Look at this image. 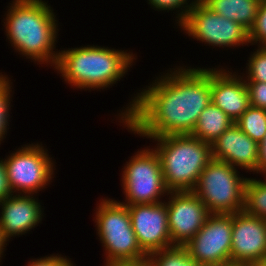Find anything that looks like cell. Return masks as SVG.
<instances>
[{
  "mask_svg": "<svg viewBox=\"0 0 266 266\" xmlns=\"http://www.w3.org/2000/svg\"><path fill=\"white\" fill-rule=\"evenodd\" d=\"M174 67L138 90L115 115L128 132L143 139L192 133L211 103V68Z\"/></svg>",
  "mask_w": 266,
  "mask_h": 266,
  "instance_id": "1",
  "label": "cell"
},
{
  "mask_svg": "<svg viewBox=\"0 0 266 266\" xmlns=\"http://www.w3.org/2000/svg\"><path fill=\"white\" fill-rule=\"evenodd\" d=\"M8 5L2 25L14 52L34 64L55 67L60 51L56 49L60 25L48 1L12 0Z\"/></svg>",
  "mask_w": 266,
  "mask_h": 266,
  "instance_id": "2",
  "label": "cell"
},
{
  "mask_svg": "<svg viewBox=\"0 0 266 266\" xmlns=\"http://www.w3.org/2000/svg\"><path fill=\"white\" fill-rule=\"evenodd\" d=\"M136 60L137 55L132 50L93 44L61 49L53 69L73 89L101 91L124 78Z\"/></svg>",
  "mask_w": 266,
  "mask_h": 266,
  "instance_id": "3",
  "label": "cell"
},
{
  "mask_svg": "<svg viewBox=\"0 0 266 266\" xmlns=\"http://www.w3.org/2000/svg\"><path fill=\"white\" fill-rule=\"evenodd\" d=\"M169 192L193 191L199 176L212 160L211 144L190 134L152 137Z\"/></svg>",
  "mask_w": 266,
  "mask_h": 266,
  "instance_id": "4",
  "label": "cell"
},
{
  "mask_svg": "<svg viewBox=\"0 0 266 266\" xmlns=\"http://www.w3.org/2000/svg\"><path fill=\"white\" fill-rule=\"evenodd\" d=\"M99 201L94 210L93 221L105 252L104 265L110 262L148 259L131 226L127 205L108 197H102Z\"/></svg>",
  "mask_w": 266,
  "mask_h": 266,
  "instance_id": "5",
  "label": "cell"
},
{
  "mask_svg": "<svg viewBox=\"0 0 266 266\" xmlns=\"http://www.w3.org/2000/svg\"><path fill=\"white\" fill-rule=\"evenodd\" d=\"M232 165L212 159L199 176L193 192L210 214H234L244 210L248 177Z\"/></svg>",
  "mask_w": 266,
  "mask_h": 266,
  "instance_id": "6",
  "label": "cell"
},
{
  "mask_svg": "<svg viewBox=\"0 0 266 266\" xmlns=\"http://www.w3.org/2000/svg\"><path fill=\"white\" fill-rule=\"evenodd\" d=\"M121 187L125 205L156 204L165 201L166 188L159 155L150 146L138 149L122 168ZM164 197V198H163ZM164 199V200H163Z\"/></svg>",
  "mask_w": 266,
  "mask_h": 266,
  "instance_id": "7",
  "label": "cell"
},
{
  "mask_svg": "<svg viewBox=\"0 0 266 266\" xmlns=\"http://www.w3.org/2000/svg\"><path fill=\"white\" fill-rule=\"evenodd\" d=\"M42 145V142L21 145L4 158L13 194L37 195L53 182L56 162Z\"/></svg>",
  "mask_w": 266,
  "mask_h": 266,
  "instance_id": "8",
  "label": "cell"
},
{
  "mask_svg": "<svg viewBox=\"0 0 266 266\" xmlns=\"http://www.w3.org/2000/svg\"><path fill=\"white\" fill-rule=\"evenodd\" d=\"M178 28L190 38L206 44L205 46L228 50L250 45L247 29L213 12L201 0L194 4Z\"/></svg>",
  "mask_w": 266,
  "mask_h": 266,
  "instance_id": "9",
  "label": "cell"
},
{
  "mask_svg": "<svg viewBox=\"0 0 266 266\" xmlns=\"http://www.w3.org/2000/svg\"><path fill=\"white\" fill-rule=\"evenodd\" d=\"M232 214H210L202 228L184 246L200 266L231 265Z\"/></svg>",
  "mask_w": 266,
  "mask_h": 266,
  "instance_id": "10",
  "label": "cell"
},
{
  "mask_svg": "<svg viewBox=\"0 0 266 266\" xmlns=\"http://www.w3.org/2000/svg\"><path fill=\"white\" fill-rule=\"evenodd\" d=\"M167 198L165 202L172 245L185 246L202 228L210 213L193 191L169 192Z\"/></svg>",
  "mask_w": 266,
  "mask_h": 266,
  "instance_id": "11",
  "label": "cell"
},
{
  "mask_svg": "<svg viewBox=\"0 0 266 266\" xmlns=\"http://www.w3.org/2000/svg\"><path fill=\"white\" fill-rule=\"evenodd\" d=\"M231 265L254 266L266 256V220L246 213L232 214Z\"/></svg>",
  "mask_w": 266,
  "mask_h": 266,
  "instance_id": "12",
  "label": "cell"
},
{
  "mask_svg": "<svg viewBox=\"0 0 266 266\" xmlns=\"http://www.w3.org/2000/svg\"><path fill=\"white\" fill-rule=\"evenodd\" d=\"M131 226L141 249L152 252L172 247L166 202L127 205Z\"/></svg>",
  "mask_w": 266,
  "mask_h": 266,
  "instance_id": "13",
  "label": "cell"
},
{
  "mask_svg": "<svg viewBox=\"0 0 266 266\" xmlns=\"http://www.w3.org/2000/svg\"><path fill=\"white\" fill-rule=\"evenodd\" d=\"M38 195L12 194L0 202V229L6 242L30 233L42 223L44 206Z\"/></svg>",
  "mask_w": 266,
  "mask_h": 266,
  "instance_id": "14",
  "label": "cell"
},
{
  "mask_svg": "<svg viewBox=\"0 0 266 266\" xmlns=\"http://www.w3.org/2000/svg\"><path fill=\"white\" fill-rule=\"evenodd\" d=\"M215 67L211 68V102L236 122L250 106L244 77L220 64Z\"/></svg>",
  "mask_w": 266,
  "mask_h": 266,
  "instance_id": "15",
  "label": "cell"
},
{
  "mask_svg": "<svg viewBox=\"0 0 266 266\" xmlns=\"http://www.w3.org/2000/svg\"><path fill=\"white\" fill-rule=\"evenodd\" d=\"M211 150L212 159L226 162L242 171L244 169L246 173L257 174L259 144L235 123L211 144Z\"/></svg>",
  "mask_w": 266,
  "mask_h": 266,
  "instance_id": "16",
  "label": "cell"
},
{
  "mask_svg": "<svg viewBox=\"0 0 266 266\" xmlns=\"http://www.w3.org/2000/svg\"><path fill=\"white\" fill-rule=\"evenodd\" d=\"M213 12L239 23L248 31L252 28L261 0H201Z\"/></svg>",
  "mask_w": 266,
  "mask_h": 266,
  "instance_id": "17",
  "label": "cell"
},
{
  "mask_svg": "<svg viewBox=\"0 0 266 266\" xmlns=\"http://www.w3.org/2000/svg\"><path fill=\"white\" fill-rule=\"evenodd\" d=\"M234 123L224 111L211 102L199 115L196 126L190 135L212 144Z\"/></svg>",
  "mask_w": 266,
  "mask_h": 266,
  "instance_id": "18",
  "label": "cell"
},
{
  "mask_svg": "<svg viewBox=\"0 0 266 266\" xmlns=\"http://www.w3.org/2000/svg\"><path fill=\"white\" fill-rule=\"evenodd\" d=\"M244 211L266 220V184L256 177L247 178Z\"/></svg>",
  "mask_w": 266,
  "mask_h": 266,
  "instance_id": "19",
  "label": "cell"
},
{
  "mask_svg": "<svg viewBox=\"0 0 266 266\" xmlns=\"http://www.w3.org/2000/svg\"><path fill=\"white\" fill-rule=\"evenodd\" d=\"M235 124L253 141L260 144L266 134V110L250 105Z\"/></svg>",
  "mask_w": 266,
  "mask_h": 266,
  "instance_id": "20",
  "label": "cell"
},
{
  "mask_svg": "<svg viewBox=\"0 0 266 266\" xmlns=\"http://www.w3.org/2000/svg\"><path fill=\"white\" fill-rule=\"evenodd\" d=\"M148 260L151 266H200L190 258L184 246H172L152 252Z\"/></svg>",
  "mask_w": 266,
  "mask_h": 266,
  "instance_id": "21",
  "label": "cell"
},
{
  "mask_svg": "<svg viewBox=\"0 0 266 266\" xmlns=\"http://www.w3.org/2000/svg\"><path fill=\"white\" fill-rule=\"evenodd\" d=\"M11 78L8 77V74L0 73V145L4 139H6L9 125H10V108L12 105V97L14 88L11 82Z\"/></svg>",
  "mask_w": 266,
  "mask_h": 266,
  "instance_id": "22",
  "label": "cell"
},
{
  "mask_svg": "<svg viewBox=\"0 0 266 266\" xmlns=\"http://www.w3.org/2000/svg\"><path fill=\"white\" fill-rule=\"evenodd\" d=\"M251 51L249 60L246 63V70L240 73L245 82H265L266 83V46H257Z\"/></svg>",
  "mask_w": 266,
  "mask_h": 266,
  "instance_id": "23",
  "label": "cell"
},
{
  "mask_svg": "<svg viewBox=\"0 0 266 266\" xmlns=\"http://www.w3.org/2000/svg\"><path fill=\"white\" fill-rule=\"evenodd\" d=\"M198 0H147L155 11H176L175 22L178 27L186 18L187 14Z\"/></svg>",
  "mask_w": 266,
  "mask_h": 266,
  "instance_id": "24",
  "label": "cell"
},
{
  "mask_svg": "<svg viewBox=\"0 0 266 266\" xmlns=\"http://www.w3.org/2000/svg\"><path fill=\"white\" fill-rule=\"evenodd\" d=\"M250 46H266V0H261L255 22L249 30Z\"/></svg>",
  "mask_w": 266,
  "mask_h": 266,
  "instance_id": "25",
  "label": "cell"
},
{
  "mask_svg": "<svg viewBox=\"0 0 266 266\" xmlns=\"http://www.w3.org/2000/svg\"><path fill=\"white\" fill-rule=\"evenodd\" d=\"M249 92V102L253 107L266 110V83L245 82Z\"/></svg>",
  "mask_w": 266,
  "mask_h": 266,
  "instance_id": "26",
  "label": "cell"
},
{
  "mask_svg": "<svg viewBox=\"0 0 266 266\" xmlns=\"http://www.w3.org/2000/svg\"><path fill=\"white\" fill-rule=\"evenodd\" d=\"M32 259V260H31ZM25 266H73L72 258H67L61 254H51L41 258H31Z\"/></svg>",
  "mask_w": 266,
  "mask_h": 266,
  "instance_id": "27",
  "label": "cell"
},
{
  "mask_svg": "<svg viewBox=\"0 0 266 266\" xmlns=\"http://www.w3.org/2000/svg\"><path fill=\"white\" fill-rule=\"evenodd\" d=\"M13 194L6 172L5 160L0 158V202L4 201Z\"/></svg>",
  "mask_w": 266,
  "mask_h": 266,
  "instance_id": "28",
  "label": "cell"
},
{
  "mask_svg": "<svg viewBox=\"0 0 266 266\" xmlns=\"http://www.w3.org/2000/svg\"><path fill=\"white\" fill-rule=\"evenodd\" d=\"M266 169V134L263 141L259 144V160L257 174H261Z\"/></svg>",
  "mask_w": 266,
  "mask_h": 266,
  "instance_id": "29",
  "label": "cell"
},
{
  "mask_svg": "<svg viewBox=\"0 0 266 266\" xmlns=\"http://www.w3.org/2000/svg\"><path fill=\"white\" fill-rule=\"evenodd\" d=\"M103 266H151L150 261L140 260V261H125V262H110Z\"/></svg>",
  "mask_w": 266,
  "mask_h": 266,
  "instance_id": "30",
  "label": "cell"
},
{
  "mask_svg": "<svg viewBox=\"0 0 266 266\" xmlns=\"http://www.w3.org/2000/svg\"><path fill=\"white\" fill-rule=\"evenodd\" d=\"M7 245H9V244L4 240L1 229H0V264H1V261L3 259L2 257L5 253V250H7L6 249Z\"/></svg>",
  "mask_w": 266,
  "mask_h": 266,
  "instance_id": "31",
  "label": "cell"
},
{
  "mask_svg": "<svg viewBox=\"0 0 266 266\" xmlns=\"http://www.w3.org/2000/svg\"><path fill=\"white\" fill-rule=\"evenodd\" d=\"M254 266H266V256L259 260Z\"/></svg>",
  "mask_w": 266,
  "mask_h": 266,
  "instance_id": "32",
  "label": "cell"
},
{
  "mask_svg": "<svg viewBox=\"0 0 266 266\" xmlns=\"http://www.w3.org/2000/svg\"><path fill=\"white\" fill-rule=\"evenodd\" d=\"M260 175H261L260 177L263 176V178H264L263 180H262V178H260L261 181L264 182V183L266 184V169H265Z\"/></svg>",
  "mask_w": 266,
  "mask_h": 266,
  "instance_id": "33",
  "label": "cell"
},
{
  "mask_svg": "<svg viewBox=\"0 0 266 266\" xmlns=\"http://www.w3.org/2000/svg\"><path fill=\"white\" fill-rule=\"evenodd\" d=\"M228 266H246V265H228Z\"/></svg>",
  "mask_w": 266,
  "mask_h": 266,
  "instance_id": "34",
  "label": "cell"
}]
</instances>
